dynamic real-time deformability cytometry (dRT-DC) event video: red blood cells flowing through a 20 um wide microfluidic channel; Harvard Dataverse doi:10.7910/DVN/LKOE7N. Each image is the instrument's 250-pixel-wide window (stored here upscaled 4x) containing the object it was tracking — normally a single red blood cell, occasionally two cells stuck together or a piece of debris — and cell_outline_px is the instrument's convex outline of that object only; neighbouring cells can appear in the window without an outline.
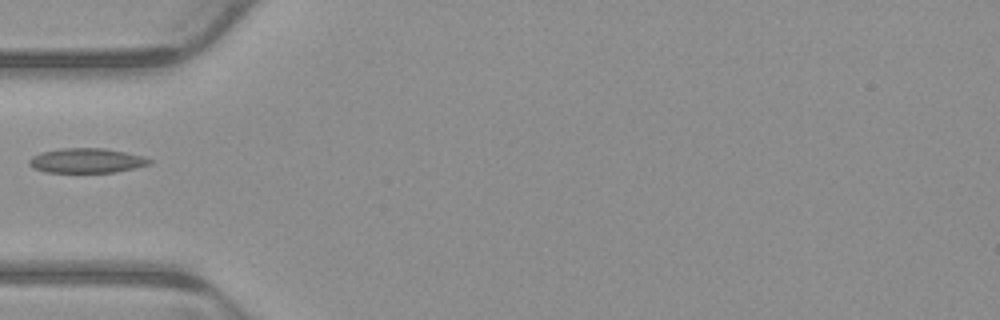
{"species": "common noctule bat (a hibernating species)", "species_latin": "Nyctalus noctula", "temperature_condition": "warm", "stored_images_in_passage": 1, "camera_frame_rate_fps": 3000, "um_per_image_px": 0.085, "animal": {"sex": "male", "body_mass_g": 23.1, "forearm_length_mm": 52.7}, "frame": {"image": 1, "passage_image": 1, "time_ms": 0.0, "image_size_px": [1000, 320], "cell_outline_px": [[152, 160], [148, 164], [116, 172], [44, 172], [32, 168], [28, 164], [28, 160], [32, 156], [40, 152], [60, 148], [104, 148], [144, 156]], "centroid_in_image_um": [7.29, 13.64], "position_along_channel_um": 77.7, "area_um2": 17.28}}